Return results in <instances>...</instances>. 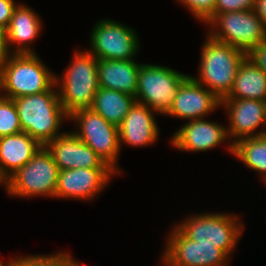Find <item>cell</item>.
<instances>
[{
    "instance_id": "19",
    "label": "cell",
    "mask_w": 266,
    "mask_h": 266,
    "mask_svg": "<svg viewBox=\"0 0 266 266\" xmlns=\"http://www.w3.org/2000/svg\"><path fill=\"white\" fill-rule=\"evenodd\" d=\"M42 146L26 132L0 138V181L3 184L29 162Z\"/></svg>"
},
{
    "instance_id": "20",
    "label": "cell",
    "mask_w": 266,
    "mask_h": 266,
    "mask_svg": "<svg viewBox=\"0 0 266 266\" xmlns=\"http://www.w3.org/2000/svg\"><path fill=\"white\" fill-rule=\"evenodd\" d=\"M141 63L132 60H97L100 88L116 90L135 97Z\"/></svg>"
},
{
    "instance_id": "3",
    "label": "cell",
    "mask_w": 266,
    "mask_h": 266,
    "mask_svg": "<svg viewBox=\"0 0 266 266\" xmlns=\"http://www.w3.org/2000/svg\"><path fill=\"white\" fill-rule=\"evenodd\" d=\"M75 50L64 74L55 76L59 99L68 116L79 109L91 108L99 89L98 59L87 50Z\"/></svg>"
},
{
    "instance_id": "27",
    "label": "cell",
    "mask_w": 266,
    "mask_h": 266,
    "mask_svg": "<svg viewBox=\"0 0 266 266\" xmlns=\"http://www.w3.org/2000/svg\"><path fill=\"white\" fill-rule=\"evenodd\" d=\"M256 0H215L214 13L254 10Z\"/></svg>"
},
{
    "instance_id": "16",
    "label": "cell",
    "mask_w": 266,
    "mask_h": 266,
    "mask_svg": "<svg viewBox=\"0 0 266 266\" xmlns=\"http://www.w3.org/2000/svg\"><path fill=\"white\" fill-rule=\"evenodd\" d=\"M59 170L76 168H110L97 153L72 131L64 132L46 146Z\"/></svg>"
},
{
    "instance_id": "23",
    "label": "cell",
    "mask_w": 266,
    "mask_h": 266,
    "mask_svg": "<svg viewBox=\"0 0 266 266\" xmlns=\"http://www.w3.org/2000/svg\"><path fill=\"white\" fill-rule=\"evenodd\" d=\"M232 154L246 167L261 173L262 182L266 183V134L239 139L233 144Z\"/></svg>"
},
{
    "instance_id": "29",
    "label": "cell",
    "mask_w": 266,
    "mask_h": 266,
    "mask_svg": "<svg viewBox=\"0 0 266 266\" xmlns=\"http://www.w3.org/2000/svg\"><path fill=\"white\" fill-rule=\"evenodd\" d=\"M247 58L266 74V41L251 49Z\"/></svg>"
},
{
    "instance_id": "18",
    "label": "cell",
    "mask_w": 266,
    "mask_h": 266,
    "mask_svg": "<svg viewBox=\"0 0 266 266\" xmlns=\"http://www.w3.org/2000/svg\"><path fill=\"white\" fill-rule=\"evenodd\" d=\"M18 3L4 31L8 49L11 54L36 53L29 44L40 36L43 21L35 10L26 4Z\"/></svg>"
},
{
    "instance_id": "21",
    "label": "cell",
    "mask_w": 266,
    "mask_h": 266,
    "mask_svg": "<svg viewBox=\"0 0 266 266\" xmlns=\"http://www.w3.org/2000/svg\"><path fill=\"white\" fill-rule=\"evenodd\" d=\"M223 99L266 101V74L246 57L238 69L230 92Z\"/></svg>"
},
{
    "instance_id": "4",
    "label": "cell",
    "mask_w": 266,
    "mask_h": 266,
    "mask_svg": "<svg viewBox=\"0 0 266 266\" xmlns=\"http://www.w3.org/2000/svg\"><path fill=\"white\" fill-rule=\"evenodd\" d=\"M55 76L36 53L10 54L0 69V96L15 99L48 91Z\"/></svg>"
},
{
    "instance_id": "25",
    "label": "cell",
    "mask_w": 266,
    "mask_h": 266,
    "mask_svg": "<svg viewBox=\"0 0 266 266\" xmlns=\"http://www.w3.org/2000/svg\"><path fill=\"white\" fill-rule=\"evenodd\" d=\"M68 252L59 251L50 255L21 256L20 266H80V262Z\"/></svg>"
},
{
    "instance_id": "26",
    "label": "cell",
    "mask_w": 266,
    "mask_h": 266,
    "mask_svg": "<svg viewBox=\"0 0 266 266\" xmlns=\"http://www.w3.org/2000/svg\"><path fill=\"white\" fill-rule=\"evenodd\" d=\"M185 6L195 19L206 24L214 15L215 0H177Z\"/></svg>"
},
{
    "instance_id": "11",
    "label": "cell",
    "mask_w": 266,
    "mask_h": 266,
    "mask_svg": "<svg viewBox=\"0 0 266 266\" xmlns=\"http://www.w3.org/2000/svg\"><path fill=\"white\" fill-rule=\"evenodd\" d=\"M170 231L160 260L163 266H229L230 258L212 243L193 241L176 226Z\"/></svg>"
},
{
    "instance_id": "15",
    "label": "cell",
    "mask_w": 266,
    "mask_h": 266,
    "mask_svg": "<svg viewBox=\"0 0 266 266\" xmlns=\"http://www.w3.org/2000/svg\"><path fill=\"white\" fill-rule=\"evenodd\" d=\"M220 101L213 92L189 76L178 89L172 108L166 116L188 121L202 119L220 108Z\"/></svg>"
},
{
    "instance_id": "10",
    "label": "cell",
    "mask_w": 266,
    "mask_h": 266,
    "mask_svg": "<svg viewBox=\"0 0 266 266\" xmlns=\"http://www.w3.org/2000/svg\"><path fill=\"white\" fill-rule=\"evenodd\" d=\"M90 33L88 51L97 59L132 60L140 49L139 35L113 19L99 20Z\"/></svg>"
},
{
    "instance_id": "1",
    "label": "cell",
    "mask_w": 266,
    "mask_h": 266,
    "mask_svg": "<svg viewBox=\"0 0 266 266\" xmlns=\"http://www.w3.org/2000/svg\"><path fill=\"white\" fill-rule=\"evenodd\" d=\"M22 131L29 134L41 146H46L62 135L60 127L69 116L59 99L56 84L48 91L13 99Z\"/></svg>"
},
{
    "instance_id": "17",
    "label": "cell",
    "mask_w": 266,
    "mask_h": 266,
    "mask_svg": "<svg viewBox=\"0 0 266 266\" xmlns=\"http://www.w3.org/2000/svg\"><path fill=\"white\" fill-rule=\"evenodd\" d=\"M148 106L134 102L119 126V146L147 147L159 138V127L155 115Z\"/></svg>"
},
{
    "instance_id": "13",
    "label": "cell",
    "mask_w": 266,
    "mask_h": 266,
    "mask_svg": "<svg viewBox=\"0 0 266 266\" xmlns=\"http://www.w3.org/2000/svg\"><path fill=\"white\" fill-rule=\"evenodd\" d=\"M116 174L111 168L60 170L55 198L92 201L94 197L99 196Z\"/></svg>"
},
{
    "instance_id": "7",
    "label": "cell",
    "mask_w": 266,
    "mask_h": 266,
    "mask_svg": "<svg viewBox=\"0 0 266 266\" xmlns=\"http://www.w3.org/2000/svg\"><path fill=\"white\" fill-rule=\"evenodd\" d=\"M189 76L168 66L142 63L135 100L166 116L172 108L178 89Z\"/></svg>"
},
{
    "instance_id": "6",
    "label": "cell",
    "mask_w": 266,
    "mask_h": 266,
    "mask_svg": "<svg viewBox=\"0 0 266 266\" xmlns=\"http://www.w3.org/2000/svg\"><path fill=\"white\" fill-rule=\"evenodd\" d=\"M59 171L52 154L42 146L29 162L3 183V186L11 197L55 198Z\"/></svg>"
},
{
    "instance_id": "8",
    "label": "cell",
    "mask_w": 266,
    "mask_h": 266,
    "mask_svg": "<svg viewBox=\"0 0 266 266\" xmlns=\"http://www.w3.org/2000/svg\"><path fill=\"white\" fill-rule=\"evenodd\" d=\"M206 23L210 28L207 34L213 39L246 54L266 41V28L254 10L214 13Z\"/></svg>"
},
{
    "instance_id": "14",
    "label": "cell",
    "mask_w": 266,
    "mask_h": 266,
    "mask_svg": "<svg viewBox=\"0 0 266 266\" xmlns=\"http://www.w3.org/2000/svg\"><path fill=\"white\" fill-rule=\"evenodd\" d=\"M171 138L172 147L182 152L208 151L229 139L226 125L204 118L188 121Z\"/></svg>"
},
{
    "instance_id": "30",
    "label": "cell",
    "mask_w": 266,
    "mask_h": 266,
    "mask_svg": "<svg viewBox=\"0 0 266 266\" xmlns=\"http://www.w3.org/2000/svg\"><path fill=\"white\" fill-rule=\"evenodd\" d=\"M10 54L11 53L7 46L5 32L0 30V69L8 61Z\"/></svg>"
},
{
    "instance_id": "2",
    "label": "cell",
    "mask_w": 266,
    "mask_h": 266,
    "mask_svg": "<svg viewBox=\"0 0 266 266\" xmlns=\"http://www.w3.org/2000/svg\"><path fill=\"white\" fill-rule=\"evenodd\" d=\"M199 74L191 77L220 100L231 90L238 69L247 54L207 34L200 53Z\"/></svg>"
},
{
    "instance_id": "31",
    "label": "cell",
    "mask_w": 266,
    "mask_h": 266,
    "mask_svg": "<svg viewBox=\"0 0 266 266\" xmlns=\"http://www.w3.org/2000/svg\"><path fill=\"white\" fill-rule=\"evenodd\" d=\"M254 11L266 28V0H256Z\"/></svg>"
},
{
    "instance_id": "12",
    "label": "cell",
    "mask_w": 266,
    "mask_h": 266,
    "mask_svg": "<svg viewBox=\"0 0 266 266\" xmlns=\"http://www.w3.org/2000/svg\"><path fill=\"white\" fill-rule=\"evenodd\" d=\"M220 106L226 110L229 125L226 126L232 155L233 144L244 137L266 134V101L256 99H221ZM262 129L257 130V128ZM257 130V131H256ZM231 140V141H230Z\"/></svg>"
},
{
    "instance_id": "9",
    "label": "cell",
    "mask_w": 266,
    "mask_h": 266,
    "mask_svg": "<svg viewBox=\"0 0 266 266\" xmlns=\"http://www.w3.org/2000/svg\"><path fill=\"white\" fill-rule=\"evenodd\" d=\"M76 129L72 131L83 143L91 147L97 155L115 172L121 173L117 165L119 159V127L106 121L91 108L79 109L69 115ZM79 125V126H78Z\"/></svg>"
},
{
    "instance_id": "28",
    "label": "cell",
    "mask_w": 266,
    "mask_h": 266,
    "mask_svg": "<svg viewBox=\"0 0 266 266\" xmlns=\"http://www.w3.org/2000/svg\"><path fill=\"white\" fill-rule=\"evenodd\" d=\"M17 5L15 0H0V30L7 29Z\"/></svg>"
},
{
    "instance_id": "5",
    "label": "cell",
    "mask_w": 266,
    "mask_h": 266,
    "mask_svg": "<svg viewBox=\"0 0 266 266\" xmlns=\"http://www.w3.org/2000/svg\"><path fill=\"white\" fill-rule=\"evenodd\" d=\"M184 220L177 222L178 225L175 226L187 238L199 243H212L229 258L232 257L244 230V223L237 214L202 212L192 214Z\"/></svg>"
},
{
    "instance_id": "24",
    "label": "cell",
    "mask_w": 266,
    "mask_h": 266,
    "mask_svg": "<svg viewBox=\"0 0 266 266\" xmlns=\"http://www.w3.org/2000/svg\"><path fill=\"white\" fill-rule=\"evenodd\" d=\"M22 132L13 99L0 96V138Z\"/></svg>"
},
{
    "instance_id": "22",
    "label": "cell",
    "mask_w": 266,
    "mask_h": 266,
    "mask_svg": "<svg viewBox=\"0 0 266 266\" xmlns=\"http://www.w3.org/2000/svg\"><path fill=\"white\" fill-rule=\"evenodd\" d=\"M135 101V97L131 95L99 87L91 109L109 123L119 127Z\"/></svg>"
},
{
    "instance_id": "32",
    "label": "cell",
    "mask_w": 266,
    "mask_h": 266,
    "mask_svg": "<svg viewBox=\"0 0 266 266\" xmlns=\"http://www.w3.org/2000/svg\"><path fill=\"white\" fill-rule=\"evenodd\" d=\"M20 261H21V255L20 257L19 256H16V258H10L8 259V262H3V261H0V266H20Z\"/></svg>"
}]
</instances>
